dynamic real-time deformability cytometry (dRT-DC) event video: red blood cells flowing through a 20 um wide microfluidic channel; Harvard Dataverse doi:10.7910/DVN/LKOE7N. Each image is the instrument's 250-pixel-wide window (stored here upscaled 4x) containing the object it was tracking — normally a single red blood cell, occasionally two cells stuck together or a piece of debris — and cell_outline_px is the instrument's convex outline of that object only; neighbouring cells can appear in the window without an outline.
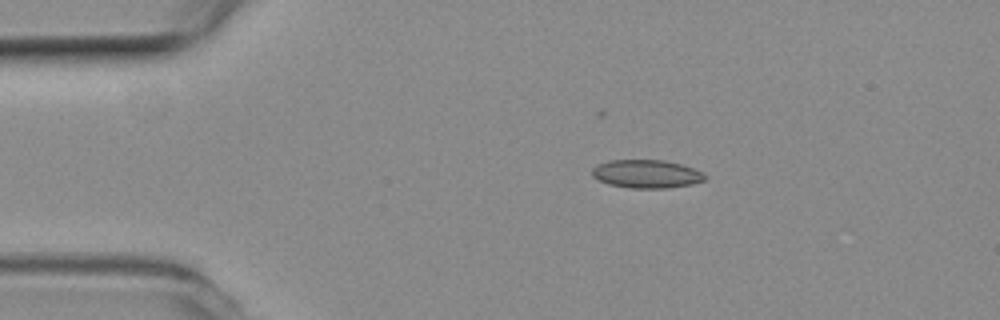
{"species": "common noctule bat (a hibernating species)", "species_latin": "Nyctalus noctula", "temperature_condition": "room temperature", "stored_images_in_passage": 9, "camera_frame_rate_fps": 3000, "um_per_image_px": 0.085, "animal": {"sex": "female", "body_mass_g": 19.3, "forearm_length_mm": 54.1}, "frame": {"image": 1, "passage_image": 1, "time_ms": 0.0, "image_size_px": [1000, 320], "cell_outline_px": [[708, 176], [704, 180], [692, 184], [668, 188], [628, 188], [608, 184], [592, 176], [592, 168], [596, 164], [608, 160], [664, 160], [680, 164], [704, 172]], "centroid_in_image_um": [54.95, 14.78], "position_along_channel_um": 30.1, "area_um2": 18.73}}
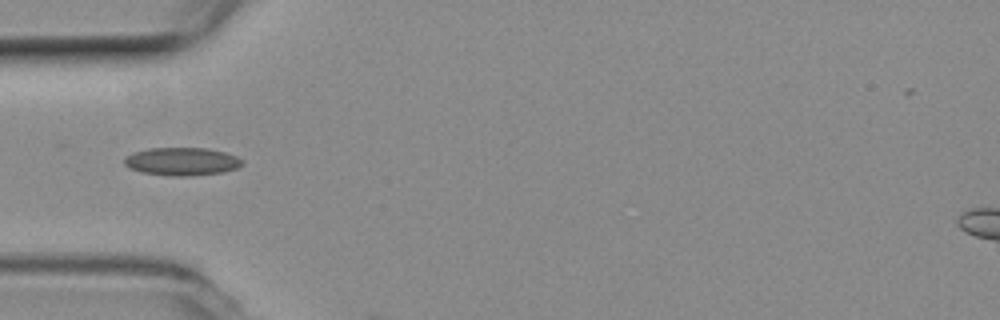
{"frame": {"image": 2, "passage_image": 8, "time_ms": 2.333, "image_size_px": [1000, 320], "cell_outline_px": [[244, 164], [236, 168], [224, 172], [188, 176], [172, 176], [140, 172], [128, 168], [124, 164], [124, 156], [132, 152], [148, 148], [204, 148], [224, 152], [236, 156], [244, 160]], "centroid_in_image_um": [15.43, 13.72], "position_along_channel_um": 69.6, "area_um2": 19.42}}